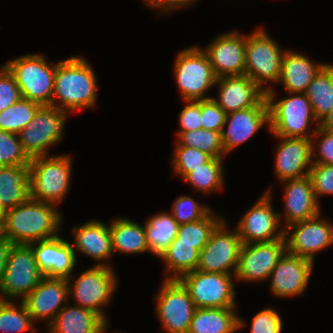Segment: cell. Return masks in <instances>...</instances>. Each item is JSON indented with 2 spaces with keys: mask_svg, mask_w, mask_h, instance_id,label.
<instances>
[{
  "mask_svg": "<svg viewBox=\"0 0 333 333\" xmlns=\"http://www.w3.org/2000/svg\"><path fill=\"white\" fill-rule=\"evenodd\" d=\"M58 210L54 204L29 197L25 202L6 210L5 238L13 245H29L58 236L63 218Z\"/></svg>",
  "mask_w": 333,
  "mask_h": 333,
  "instance_id": "6da1fadb",
  "label": "cell"
},
{
  "mask_svg": "<svg viewBox=\"0 0 333 333\" xmlns=\"http://www.w3.org/2000/svg\"><path fill=\"white\" fill-rule=\"evenodd\" d=\"M96 78L86 58L72 56L60 60L56 63L52 106L66 112L95 107L98 98Z\"/></svg>",
  "mask_w": 333,
  "mask_h": 333,
  "instance_id": "7a4b0ae2",
  "label": "cell"
},
{
  "mask_svg": "<svg viewBox=\"0 0 333 333\" xmlns=\"http://www.w3.org/2000/svg\"><path fill=\"white\" fill-rule=\"evenodd\" d=\"M268 87L266 98L269 106V130L273 136L311 138L319 122L306 94L289 93L288 97L276 101L275 88L273 85ZM313 123L316 126L311 129L309 125Z\"/></svg>",
  "mask_w": 333,
  "mask_h": 333,
  "instance_id": "3957f363",
  "label": "cell"
},
{
  "mask_svg": "<svg viewBox=\"0 0 333 333\" xmlns=\"http://www.w3.org/2000/svg\"><path fill=\"white\" fill-rule=\"evenodd\" d=\"M71 155H49L31 158L29 197L59 205L68 194L72 175Z\"/></svg>",
  "mask_w": 333,
  "mask_h": 333,
  "instance_id": "277c9868",
  "label": "cell"
},
{
  "mask_svg": "<svg viewBox=\"0 0 333 333\" xmlns=\"http://www.w3.org/2000/svg\"><path fill=\"white\" fill-rule=\"evenodd\" d=\"M4 66L13 75L22 98L52 106L56 63L50 66L45 56L36 53L11 59Z\"/></svg>",
  "mask_w": 333,
  "mask_h": 333,
  "instance_id": "5b68a950",
  "label": "cell"
},
{
  "mask_svg": "<svg viewBox=\"0 0 333 333\" xmlns=\"http://www.w3.org/2000/svg\"><path fill=\"white\" fill-rule=\"evenodd\" d=\"M173 74L183 101H201L214 87L217 77L207 54L201 47L192 46L180 51L175 59Z\"/></svg>",
  "mask_w": 333,
  "mask_h": 333,
  "instance_id": "8992f818",
  "label": "cell"
},
{
  "mask_svg": "<svg viewBox=\"0 0 333 333\" xmlns=\"http://www.w3.org/2000/svg\"><path fill=\"white\" fill-rule=\"evenodd\" d=\"M73 277L72 275L67 279L68 296L77 301L76 304L73 302V305L96 312L108 323L103 307L111 302L118 284L117 275L111 265H93L75 277V280Z\"/></svg>",
  "mask_w": 333,
  "mask_h": 333,
  "instance_id": "52a82bcc",
  "label": "cell"
},
{
  "mask_svg": "<svg viewBox=\"0 0 333 333\" xmlns=\"http://www.w3.org/2000/svg\"><path fill=\"white\" fill-rule=\"evenodd\" d=\"M285 52L261 27L246 34L245 74L267 92L265 84L275 85L280 79Z\"/></svg>",
  "mask_w": 333,
  "mask_h": 333,
  "instance_id": "ba28073f",
  "label": "cell"
},
{
  "mask_svg": "<svg viewBox=\"0 0 333 333\" xmlns=\"http://www.w3.org/2000/svg\"><path fill=\"white\" fill-rule=\"evenodd\" d=\"M29 245H12L0 283V300H22L43 278Z\"/></svg>",
  "mask_w": 333,
  "mask_h": 333,
  "instance_id": "9c48e42d",
  "label": "cell"
},
{
  "mask_svg": "<svg viewBox=\"0 0 333 333\" xmlns=\"http://www.w3.org/2000/svg\"><path fill=\"white\" fill-rule=\"evenodd\" d=\"M67 112L54 106H41L19 133L23 150L30 158L48 156L50 147L59 143L64 134Z\"/></svg>",
  "mask_w": 333,
  "mask_h": 333,
  "instance_id": "30bf717a",
  "label": "cell"
},
{
  "mask_svg": "<svg viewBox=\"0 0 333 333\" xmlns=\"http://www.w3.org/2000/svg\"><path fill=\"white\" fill-rule=\"evenodd\" d=\"M235 276L195 270L178 280L187 289L196 308H236Z\"/></svg>",
  "mask_w": 333,
  "mask_h": 333,
  "instance_id": "8fae6325",
  "label": "cell"
},
{
  "mask_svg": "<svg viewBox=\"0 0 333 333\" xmlns=\"http://www.w3.org/2000/svg\"><path fill=\"white\" fill-rule=\"evenodd\" d=\"M156 315L168 333H188L196 307L178 279H165L156 296Z\"/></svg>",
  "mask_w": 333,
  "mask_h": 333,
  "instance_id": "7c38bea8",
  "label": "cell"
},
{
  "mask_svg": "<svg viewBox=\"0 0 333 333\" xmlns=\"http://www.w3.org/2000/svg\"><path fill=\"white\" fill-rule=\"evenodd\" d=\"M227 225L224 219L213 231L208 243L200 251L196 270L235 275L242 242L236 228L230 231Z\"/></svg>",
  "mask_w": 333,
  "mask_h": 333,
  "instance_id": "4fadbf2b",
  "label": "cell"
},
{
  "mask_svg": "<svg viewBox=\"0 0 333 333\" xmlns=\"http://www.w3.org/2000/svg\"><path fill=\"white\" fill-rule=\"evenodd\" d=\"M271 190L265 192L238 221L236 230L242 244L270 242L284 238V228L280 221L281 213L272 205ZM280 228V229H279Z\"/></svg>",
  "mask_w": 333,
  "mask_h": 333,
  "instance_id": "5bb4252c",
  "label": "cell"
},
{
  "mask_svg": "<svg viewBox=\"0 0 333 333\" xmlns=\"http://www.w3.org/2000/svg\"><path fill=\"white\" fill-rule=\"evenodd\" d=\"M284 238L286 252L314 262L316 253L333 245V222L321 218L320 213L285 227Z\"/></svg>",
  "mask_w": 333,
  "mask_h": 333,
  "instance_id": "9a60e30c",
  "label": "cell"
},
{
  "mask_svg": "<svg viewBox=\"0 0 333 333\" xmlns=\"http://www.w3.org/2000/svg\"><path fill=\"white\" fill-rule=\"evenodd\" d=\"M285 252V238L242 244L234 275L235 281L260 282L269 279L273 268Z\"/></svg>",
  "mask_w": 333,
  "mask_h": 333,
  "instance_id": "2e32d148",
  "label": "cell"
},
{
  "mask_svg": "<svg viewBox=\"0 0 333 333\" xmlns=\"http://www.w3.org/2000/svg\"><path fill=\"white\" fill-rule=\"evenodd\" d=\"M266 124L269 128V106L266 96L256 106L226 114L221 132L225 154L244 144Z\"/></svg>",
  "mask_w": 333,
  "mask_h": 333,
  "instance_id": "e0dca14e",
  "label": "cell"
},
{
  "mask_svg": "<svg viewBox=\"0 0 333 333\" xmlns=\"http://www.w3.org/2000/svg\"><path fill=\"white\" fill-rule=\"evenodd\" d=\"M246 33L230 31L213 39L203 49L217 78L245 74Z\"/></svg>",
  "mask_w": 333,
  "mask_h": 333,
  "instance_id": "ac0fdd59",
  "label": "cell"
},
{
  "mask_svg": "<svg viewBox=\"0 0 333 333\" xmlns=\"http://www.w3.org/2000/svg\"><path fill=\"white\" fill-rule=\"evenodd\" d=\"M313 267V261L285 252L270 274L271 293L279 298L302 295Z\"/></svg>",
  "mask_w": 333,
  "mask_h": 333,
  "instance_id": "d6986e66",
  "label": "cell"
},
{
  "mask_svg": "<svg viewBox=\"0 0 333 333\" xmlns=\"http://www.w3.org/2000/svg\"><path fill=\"white\" fill-rule=\"evenodd\" d=\"M68 283L64 278L44 276L22 301L32 320H46L49 324L69 302ZM49 321V322H48Z\"/></svg>",
  "mask_w": 333,
  "mask_h": 333,
  "instance_id": "ffe728a7",
  "label": "cell"
},
{
  "mask_svg": "<svg viewBox=\"0 0 333 333\" xmlns=\"http://www.w3.org/2000/svg\"><path fill=\"white\" fill-rule=\"evenodd\" d=\"M35 256L39 271L50 278L68 279L73 274L77 254L72 244L60 235L29 244Z\"/></svg>",
  "mask_w": 333,
  "mask_h": 333,
  "instance_id": "44dd1931",
  "label": "cell"
},
{
  "mask_svg": "<svg viewBox=\"0 0 333 333\" xmlns=\"http://www.w3.org/2000/svg\"><path fill=\"white\" fill-rule=\"evenodd\" d=\"M274 172L278 181L298 179L308 175L312 166L311 138L277 137Z\"/></svg>",
  "mask_w": 333,
  "mask_h": 333,
  "instance_id": "7402d4cb",
  "label": "cell"
},
{
  "mask_svg": "<svg viewBox=\"0 0 333 333\" xmlns=\"http://www.w3.org/2000/svg\"><path fill=\"white\" fill-rule=\"evenodd\" d=\"M215 85L219 96L213 100L226 114L256 106L266 96L246 74L219 77Z\"/></svg>",
  "mask_w": 333,
  "mask_h": 333,
  "instance_id": "603a6c76",
  "label": "cell"
},
{
  "mask_svg": "<svg viewBox=\"0 0 333 333\" xmlns=\"http://www.w3.org/2000/svg\"><path fill=\"white\" fill-rule=\"evenodd\" d=\"M284 183V224L283 228L318 216L320 204L315 198L310 177L282 181Z\"/></svg>",
  "mask_w": 333,
  "mask_h": 333,
  "instance_id": "cb8c5ba5",
  "label": "cell"
},
{
  "mask_svg": "<svg viewBox=\"0 0 333 333\" xmlns=\"http://www.w3.org/2000/svg\"><path fill=\"white\" fill-rule=\"evenodd\" d=\"M71 232L74 236L72 247L75 253L79 251L78 253L100 261L96 266L110 265L107 259L114 253L109 225L93 219L73 227ZM104 260H107V263Z\"/></svg>",
  "mask_w": 333,
  "mask_h": 333,
  "instance_id": "d4e9b609",
  "label": "cell"
},
{
  "mask_svg": "<svg viewBox=\"0 0 333 333\" xmlns=\"http://www.w3.org/2000/svg\"><path fill=\"white\" fill-rule=\"evenodd\" d=\"M326 63H314L302 53L286 50L281 66L280 82L287 94L305 93L308 85Z\"/></svg>",
  "mask_w": 333,
  "mask_h": 333,
  "instance_id": "484cf974",
  "label": "cell"
},
{
  "mask_svg": "<svg viewBox=\"0 0 333 333\" xmlns=\"http://www.w3.org/2000/svg\"><path fill=\"white\" fill-rule=\"evenodd\" d=\"M109 324L96 312L68 303L48 324L49 333H101Z\"/></svg>",
  "mask_w": 333,
  "mask_h": 333,
  "instance_id": "4316f807",
  "label": "cell"
},
{
  "mask_svg": "<svg viewBox=\"0 0 333 333\" xmlns=\"http://www.w3.org/2000/svg\"><path fill=\"white\" fill-rule=\"evenodd\" d=\"M245 323L235 308H196L188 333H235Z\"/></svg>",
  "mask_w": 333,
  "mask_h": 333,
  "instance_id": "83f0119b",
  "label": "cell"
},
{
  "mask_svg": "<svg viewBox=\"0 0 333 333\" xmlns=\"http://www.w3.org/2000/svg\"><path fill=\"white\" fill-rule=\"evenodd\" d=\"M30 172V164L0 167V204L6 210L29 198Z\"/></svg>",
  "mask_w": 333,
  "mask_h": 333,
  "instance_id": "f1b7e54d",
  "label": "cell"
},
{
  "mask_svg": "<svg viewBox=\"0 0 333 333\" xmlns=\"http://www.w3.org/2000/svg\"><path fill=\"white\" fill-rule=\"evenodd\" d=\"M113 253L132 255L149 252L145 227L128 218H114L109 224Z\"/></svg>",
  "mask_w": 333,
  "mask_h": 333,
  "instance_id": "f546056e",
  "label": "cell"
},
{
  "mask_svg": "<svg viewBox=\"0 0 333 333\" xmlns=\"http://www.w3.org/2000/svg\"><path fill=\"white\" fill-rule=\"evenodd\" d=\"M145 234L151 255L158 258L176 238L179 224L171 213H157L145 221Z\"/></svg>",
  "mask_w": 333,
  "mask_h": 333,
  "instance_id": "4dcf8cb0",
  "label": "cell"
},
{
  "mask_svg": "<svg viewBox=\"0 0 333 333\" xmlns=\"http://www.w3.org/2000/svg\"><path fill=\"white\" fill-rule=\"evenodd\" d=\"M200 251L193 244L178 243L176 237L160 255L166 267V279H179L186 273L195 271L199 264ZM172 273V274H171Z\"/></svg>",
  "mask_w": 333,
  "mask_h": 333,
  "instance_id": "1f68e13d",
  "label": "cell"
},
{
  "mask_svg": "<svg viewBox=\"0 0 333 333\" xmlns=\"http://www.w3.org/2000/svg\"><path fill=\"white\" fill-rule=\"evenodd\" d=\"M316 120L320 122L333 108V64H326L305 92Z\"/></svg>",
  "mask_w": 333,
  "mask_h": 333,
  "instance_id": "d6a6232c",
  "label": "cell"
},
{
  "mask_svg": "<svg viewBox=\"0 0 333 333\" xmlns=\"http://www.w3.org/2000/svg\"><path fill=\"white\" fill-rule=\"evenodd\" d=\"M224 158H211L207 163L201 165L188 173L183 179L191 184L195 190L204 194H210L221 190L224 186Z\"/></svg>",
  "mask_w": 333,
  "mask_h": 333,
  "instance_id": "836d02e7",
  "label": "cell"
},
{
  "mask_svg": "<svg viewBox=\"0 0 333 333\" xmlns=\"http://www.w3.org/2000/svg\"><path fill=\"white\" fill-rule=\"evenodd\" d=\"M223 220V216L218 217L217 213L211 210L199 221L179 225L176 235L178 243L193 244L201 251L208 243L213 231Z\"/></svg>",
  "mask_w": 333,
  "mask_h": 333,
  "instance_id": "e575fe53",
  "label": "cell"
},
{
  "mask_svg": "<svg viewBox=\"0 0 333 333\" xmlns=\"http://www.w3.org/2000/svg\"><path fill=\"white\" fill-rule=\"evenodd\" d=\"M15 301L0 300V331L3 333L37 332L31 315L21 301L18 306Z\"/></svg>",
  "mask_w": 333,
  "mask_h": 333,
  "instance_id": "d590c367",
  "label": "cell"
},
{
  "mask_svg": "<svg viewBox=\"0 0 333 333\" xmlns=\"http://www.w3.org/2000/svg\"><path fill=\"white\" fill-rule=\"evenodd\" d=\"M177 138V142L180 145L201 150L212 158H223L226 155L220 132L203 128L191 131H178Z\"/></svg>",
  "mask_w": 333,
  "mask_h": 333,
  "instance_id": "8d00e7d4",
  "label": "cell"
},
{
  "mask_svg": "<svg viewBox=\"0 0 333 333\" xmlns=\"http://www.w3.org/2000/svg\"><path fill=\"white\" fill-rule=\"evenodd\" d=\"M40 104L21 98L15 104L0 112V130L19 133L32 121Z\"/></svg>",
  "mask_w": 333,
  "mask_h": 333,
  "instance_id": "74e56055",
  "label": "cell"
},
{
  "mask_svg": "<svg viewBox=\"0 0 333 333\" xmlns=\"http://www.w3.org/2000/svg\"><path fill=\"white\" fill-rule=\"evenodd\" d=\"M212 157L201 150L182 146L176 142L174 154L172 157V169L175 175L184 178L188 173L194 169L201 167L207 163Z\"/></svg>",
  "mask_w": 333,
  "mask_h": 333,
  "instance_id": "f35d334b",
  "label": "cell"
},
{
  "mask_svg": "<svg viewBox=\"0 0 333 333\" xmlns=\"http://www.w3.org/2000/svg\"><path fill=\"white\" fill-rule=\"evenodd\" d=\"M31 158L23 150L17 133L0 130V167L25 166Z\"/></svg>",
  "mask_w": 333,
  "mask_h": 333,
  "instance_id": "ab89813d",
  "label": "cell"
},
{
  "mask_svg": "<svg viewBox=\"0 0 333 333\" xmlns=\"http://www.w3.org/2000/svg\"><path fill=\"white\" fill-rule=\"evenodd\" d=\"M210 211L211 208L208 205L198 204L192 197L182 195L174 201L171 214L176 222L181 225L199 221Z\"/></svg>",
  "mask_w": 333,
  "mask_h": 333,
  "instance_id": "60d3db41",
  "label": "cell"
},
{
  "mask_svg": "<svg viewBox=\"0 0 333 333\" xmlns=\"http://www.w3.org/2000/svg\"><path fill=\"white\" fill-rule=\"evenodd\" d=\"M317 136H319V139H317ZM311 141L312 158H317L312 160V163L333 165V131L322 129L318 126L316 132L311 137Z\"/></svg>",
  "mask_w": 333,
  "mask_h": 333,
  "instance_id": "b9f144b4",
  "label": "cell"
},
{
  "mask_svg": "<svg viewBox=\"0 0 333 333\" xmlns=\"http://www.w3.org/2000/svg\"><path fill=\"white\" fill-rule=\"evenodd\" d=\"M308 176L318 202L322 195H333V165L313 163Z\"/></svg>",
  "mask_w": 333,
  "mask_h": 333,
  "instance_id": "7bdbcfd3",
  "label": "cell"
},
{
  "mask_svg": "<svg viewBox=\"0 0 333 333\" xmlns=\"http://www.w3.org/2000/svg\"><path fill=\"white\" fill-rule=\"evenodd\" d=\"M283 321L274 308H264L254 315L251 321V333H281Z\"/></svg>",
  "mask_w": 333,
  "mask_h": 333,
  "instance_id": "ee69618b",
  "label": "cell"
},
{
  "mask_svg": "<svg viewBox=\"0 0 333 333\" xmlns=\"http://www.w3.org/2000/svg\"><path fill=\"white\" fill-rule=\"evenodd\" d=\"M225 111L212 98L201 100L202 128L222 132L225 123Z\"/></svg>",
  "mask_w": 333,
  "mask_h": 333,
  "instance_id": "f6af8a7d",
  "label": "cell"
},
{
  "mask_svg": "<svg viewBox=\"0 0 333 333\" xmlns=\"http://www.w3.org/2000/svg\"><path fill=\"white\" fill-rule=\"evenodd\" d=\"M22 98L20 89L13 75L2 65L0 68V112Z\"/></svg>",
  "mask_w": 333,
  "mask_h": 333,
  "instance_id": "bcb514c9",
  "label": "cell"
},
{
  "mask_svg": "<svg viewBox=\"0 0 333 333\" xmlns=\"http://www.w3.org/2000/svg\"><path fill=\"white\" fill-rule=\"evenodd\" d=\"M184 102L185 106L179 113V131H191L201 129V101Z\"/></svg>",
  "mask_w": 333,
  "mask_h": 333,
  "instance_id": "7dc6e473",
  "label": "cell"
},
{
  "mask_svg": "<svg viewBox=\"0 0 333 333\" xmlns=\"http://www.w3.org/2000/svg\"><path fill=\"white\" fill-rule=\"evenodd\" d=\"M148 7L160 10L159 15L170 13L179 8H185L188 5L196 3L197 0H143ZM162 12V13H161Z\"/></svg>",
  "mask_w": 333,
  "mask_h": 333,
  "instance_id": "c3c4849f",
  "label": "cell"
},
{
  "mask_svg": "<svg viewBox=\"0 0 333 333\" xmlns=\"http://www.w3.org/2000/svg\"><path fill=\"white\" fill-rule=\"evenodd\" d=\"M12 243L8 239L0 240V283L2 281L4 268L7 262V257Z\"/></svg>",
  "mask_w": 333,
  "mask_h": 333,
  "instance_id": "681fc988",
  "label": "cell"
},
{
  "mask_svg": "<svg viewBox=\"0 0 333 333\" xmlns=\"http://www.w3.org/2000/svg\"><path fill=\"white\" fill-rule=\"evenodd\" d=\"M319 127L333 131V108L332 110L319 122Z\"/></svg>",
  "mask_w": 333,
  "mask_h": 333,
  "instance_id": "f907efd6",
  "label": "cell"
},
{
  "mask_svg": "<svg viewBox=\"0 0 333 333\" xmlns=\"http://www.w3.org/2000/svg\"><path fill=\"white\" fill-rule=\"evenodd\" d=\"M5 239L4 221H0V240Z\"/></svg>",
  "mask_w": 333,
  "mask_h": 333,
  "instance_id": "816d5d0a",
  "label": "cell"
},
{
  "mask_svg": "<svg viewBox=\"0 0 333 333\" xmlns=\"http://www.w3.org/2000/svg\"><path fill=\"white\" fill-rule=\"evenodd\" d=\"M6 209L0 204V221L5 220Z\"/></svg>",
  "mask_w": 333,
  "mask_h": 333,
  "instance_id": "f5cc1de1",
  "label": "cell"
},
{
  "mask_svg": "<svg viewBox=\"0 0 333 333\" xmlns=\"http://www.w3.org/2000/svg\"><path fill=\"white\" fill-rule=\"evenodd\" d=\"M109 327H106L101 333H105Z\"/></svg>",
  "mask_w": 333,
  "mask_h": 333,
  "instance_id": "db71d44e",
  "label": "cell"
}]
</instances>
